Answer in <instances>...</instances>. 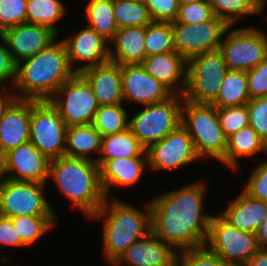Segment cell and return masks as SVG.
Masks as SVG:
<instances>
[{"label": "cell", "mask_w": 267, "mask_h": 266, "mask_svg": "<svg viewBox=\"0 0 267 266\" xmlns=\"http://www.w3.org/2000/svg\"><path fill=\"white\" fill-rule=\"evenodd\" d=\"M3 164L7 179L45 184L49 176L50 160L30 141L7 152Z\"/></svg>", "instance_id": "9a60e30c"}, {"label": "cell", "mask_w": 267, "mask_h": 266, "mask_svg": "<svg viewBox=\"0 0 267 266\" xmlns=\"http://www.w3.org/2000/svg\"><path fill=\"white\" fill-rule=\"evenodd\" d=\"M80 74L90 84L100 106L123 104L120 64L109 60Z\"/></svg>", "instance_id": "44dd1931"}, {"label": "cell", "mask_w": 267, "mask_h": 266, "mask_svg": "<svg viewBox=\"0 0 267 266\" xmlns=\"http://www.w3.org/2000/svg\"><path fill=\"white\" fill-rule=\"evenodd\" d=\"M0 35L5 39L16 64L48 48L58 36L48 27L27 22L9 28Z\"/></svg>", "instance_id": "ac0fdd59"}, {"label": "cell", "mask_w": 267, "mask_h": 266, "mask_svg": "<svg viewBox=\"0 0 267 266\" xmlns=\"http://www.w3.org/2000/svg\"><path fill=\"white\" fill-rule=\"evenodd\" d=\"M3 44H0V85L11 82L13 87L16 77V63L13 61L5 39L0 35Z\"/></svg>", "instance_id": "f6af8a7d"}, {"label": "cell", "mask_w": 267, "mask_h": 266, "mask_svg": "<svg viewBox=\"0 0 267 266\" xmlns=\"http://www.w3.org/2000/svg\"><path fill=\"white\" fill-rule=\"evenodd\" d=\"M153 22H174L178 15V0H147Z\"/></svg>", "instance_id": "7bdbcfd3"}, {"label": "cell", "mask_w": 267, "mask_h": 266, "mask_svg": "<svg viewBox=\"0 0 267 266\" xmlns=\"http://www.w3.org/2000/svg\"><path fill=\"white\" fill-rule=\"evenodd\" d=\"M5 180L3 157H0V188Z\"/></svg>", "instance_id": "f907efd6"}, {"label": "cell", "mask_w": 267, "mask_h": 266, "mask_svg": "<svg viewBox=\"0 0 267 266\" xmlns=\"http://www.w3.org/2000/svg\"><path fill=\"white\" fill-rule=\"evenodd\" d=\"M217 115L227 138L238 130L249 126L247 104L217 108Z\"/></svg>", "instance_id": "8d00e7d4"}, {"label": "cell", "mask_w": 267, "mask_h": 266, "mask_svg": "<svg viewBox=\"0 0 267 266\" xmlns=\"http://www.w3.org/2000/svg\"><path fill=\"white\" fill-rule=\"evenodd\" d=\"M206 0H178L179 5L189 4V3H196Z\"/></svg>", "instance_id": "816d5d0a"}, {"label": "cell", "mask_w": 267, "mask_h": 266, "mask_svg": "<svg viewBox=\"0 0 267 266\" xmlns=\"http://www.w3.org/2000/svg\"><path fill=\"white\" fill-rule=\"evenodd\" d=\"M247 107L249 125L267 145V96L250 99Z\"/></svg>", "instance_id": "60d3db41"}, {"label": "cell", "mask_w": 267, "mask_h": 266, "mask_svg": "<svg viewBox=\"0 0 267 266\" xmlns=\"http://www.w3.org/2000/svg\"><path fill=\"white\" fill-rule=\"evenodd\" d=\"M46 184L5 178L0 188V215L57 216L44 195Z\"/></svg>", "instance_id": "7c38bea8"}, {"label": "cell", "mask_w": 267, "mask_h": 266, "mask_svg": "<svg viewBox=\"0 0 267 266\" xmlns=\"http://www.w3.org/2000/svg\"><path fill=\"white\" fill-rule=\"evenodd\" d=\"M67 126L50 101L30 100V142L50 161L64 156Z\"/></svg>", "instance_id": "9c48e42d"}, {"label": "cell", "mask_w": 267, "mask_h": 266, "mask_svg": "<svg viewBox=\"0 0 267 266\" xmlns=\"http://www.w3.org/2000/svg\"><path fill=\"white\" fill-rule=\"evenodd\" d=\"M67 51L68 61L75 73L97 66L110 60V44L95 30L85 27L62 40ZM77 62H85L74 69Z\"/></svg>", "instance_id": "e0dca14e"}, {"label": "cell", "mask_w": 267, "mask_h": 266, "mask_svg": "<svg viewBox=\"0 0 267 266\" xmlns=\"http://www.w3.org/2000/svg\"><path fill=\"white\" fill-rule=\"evenodd\" d=\"M172 28L175 51L188 61L201 53L217 50L229 25L214 16L204 23H172Z\"/></svg>", "instance_id": "4fadbf2b"}, {"label": "cell", "mask_w": 267, "mask_h": 266, "mask_svg": "<svg viewBox=\"0 0 267 266\" xmlns=\"http://www.w3.org/2000/svg\"><path fill=\"white\" fill-rule=\"evenodd\" d=\"M220 215L237 229L256 233L267 216V202L249 197L242 192L235 200L229 202Z\"/></svg>", "instance_id": "603a6c76"}, {"label": "cell", "mask_w": 267, "mask_h": 266, "mask_svg": "<svg viewBox=\"0 0 267 266\" xmlns=\"http://www.w3.org/2000/svg\"><path fill=\"white\" fill-rule=\"evenodd\" d=\"M76 73L72 70L62 40L16 64L13 88L17 99L49 101L61 85ZM20 93V94H19Z\"/></svg>", "instance_id": "7a4b0ae2"}, {"label": "cell", "mask_w": 267, "mask_h": 266, "mask_svg": "<svg viewBox=\"0 0 267 266\" xmlns=\"http://www.w3.org/2000/svg\"><path fill=\"white\" fill-rule=\"evenodd\" d=\"M146 26L119 28L110 44V61L120 65L142 63L145 59ZM111 44L114 48H111Z\"/></svg>", "instance_id": "d4e9b609"}, {"label": "cell", "mask_w": 267, "mask_h": 266, "mask_svg": "<svg viewBox=\"0 0 267 266\" xmlns=\"http://www.w3.org/2000/svg\"><path fill=\"white\" fill-rule=\"evenodd\" d=\"M146 153L147 168L153 171L177 169L200 159L192 138L181 124L161 141L151 145Z\"/></svg>", "instance_id": "5bb4252c"}, {"label": "cell", "mask_w": 267, "mask_h": 266, "mask_svg": "<svg viewBox=\"0 0 267 266\" xmlns=\"http://www.w3.org/2000/svg\"><path fill=\"white\" fill-rule=\"evenodd\" d=\"M181 125L192 138L200 158L212 157L220 161L226 152L227 137L217 115V108L183 100Z\"/></svg>", "instance_id": "5b68a950"}, {"label": "cell", "mask_w": 267, "mask_h": 266, "mask_svg": "<svg viewBox=\"0 0 267 266\" xmlns=\"http://www.w3.org/2000/svg\"><path fill=\"white\" fill-rule=\"evenodd\" d=\"M231 27L218 50L229 70L247 72L267 58V33L253 27L231 31Z\"/></svg>", "instance_id": "8fae6325"}, {"label": "cell", "mask_w": 267, "mask_h": 266, "mask_svg": "<svg viewBox=\"0 0 267 266\" xmlns=\"http://www.w3.org/2000/svg\"><path fill=\"white\" fill-rule=\"evenodd\" d=\"M0 245L26 247L14 227L11 218L0 215Z\"/></svg>", "instance_id": "bcb514c9"}, {"label": "cell", "mask_w": 267, "mask_h": 266, "mask_svg": "<svg viewBox=\"0 0 267 266\" xmlns=\"http://www.w3.org/2000/svg\"><path fill=\"white\" fill-rule=\"evenodd\" d=\"M30 141V100L15 99L0 119V157Z\"/></svg>", "instance_id": "ffe728a7"}, {"label": "cell", "mask_w": 267, "mask_h": 266, "mask_svg": "<svg viewBox=\"0 0 267 266\" xmlns=\"http://www.w3.org/2000/svg\"><path fill=\"white\" fill-rule=\"evenodd\" d=\"M48 178L53 179L62 195L89 218L106 199L100 168L95 161L59 157L50 161Z\"/></svg>", "instance_id": "3957f363"}, {"label": "cell", "mask_w": 267, "mask_h": 266, "mask_svg": "<svg viewBox=\"0 0 267 266\" xmlns=\"http://www.w3.org/2000/svg\"><path fill=\"white\" fill-rule=\"evenodd\" d=\"M129 1H132V2H135V3H139V4H146L147 0H129Z\"/></svg>", "instance_id": "db71d44e"}, {"label": "cell", "mask_w": 267, "mask_h": 266, "mask_svg": "<svg viewBox=\"0 0 267 266\" xmlns=\"http://www.w3.org/2000/svg\"><path fill=\"white\" fill-rule=\"evenodd\" d=\"M250 99L267 96V58L246 72Z\"/></svg>", "instance_id": "ee69618b"}, {"label": "cell", "mask_w": 267, "mask_h": 266, "mask_svg": "<svg viewBox=\"0 0 267 266\" xmlns=\"http://www.w3.org/2000/svg\"><path fill=\"white\" fill-rule=\"evenodd\" d=\"M67 127L92 124L100 106L87 80L76 73L49 100Z\"/></svg>", "instance_id": "30bf717a"}, {"label": "cell", "mask_w": 267, "mask_h": 266, "mask_svg": "<svg viewBox=\"0 0 267 266\" xmlns=\"http://www.w3.org/2000/svg\"><path fill=\"white\" fill-rule=\"evenodd\" d=\"M113 13L119 28L143 27L153 22L146 4L113 0Z\"/></svg>", "instance_id": "d6a6232c"}, {"label": "cell", "mask_w": 267, "mask_h": 266, "mask_svg": "<svg viewBox=\"0 0 267 266\" xmlns=\"http://www.w3.org/2000/svg\"><path fill=\"white\" fill-rule=\"evenodd\" d=\"M102 136L92 124L67 127L64 156L95 161L91 152L101 153Z\"/></svg>", "instance_id": "83f0119b"}, {"label": "cell", "mask_w": 267, "mask_h": 266, "mask_svg": "<svg viewBox=\"0 0 267 266\" xmlns=\"http://www.w3.org/2000/svg\"><path fill=\"white\" fill-rule=\"evenodd\" d=\"M124 102L150 105L167 100L173 93L160 81L148 74L141 63L121 65Z\"/></svg>", "instance_id": "2e32d148"}, {"label": "cell", "mask_w": 267, "mask_h": 266, "mask_svg": "<svg viewBox=\"0 0 267 266\" xmlns=\"http://www.w3.org/2000/svg\"><path fill=\"white\" fill-rule=\"evenodd\" d=\"M106 198L90 218H104L102 238L106 262L112 265L133 243L145 237L151 229V206L146 203L144 211L121 202L116 197Z\"/></svg>", "instance_id": "277c9868"}, {"label": "cell", "mask_w": 267, "mask_h": 266, "mask_svg": "<svg viewBox=\"0 0 267 266\" xmlns=\"http://www.w3.org/2000/svg\"><path fill=\"white\" fill-rule=\"evenodd\" d=\"M177 251L152 231L130 245L112 266H171ZM123 262V263H122Z\"/></svg>", "instance_id": "d6986e66"}, {"label": "cell", "mask_w": 267, "mask_h": 266, "mask_svg": "<svg viewBox=\"0 0 267 266\" xmlns=\"http://www.w3.org/2000/svg\"><path fill=\"white\" fill-rule=\"evenodd\" d=\"M26 246H31L57 223L56 216H18L11 218Z\"/></svg>", "instance_id": "836d02e7"}, {"label": "cell", "mask_w": 267, "mask_h": 266, "mask_svg": "<svg viewBox=\"0 0 267 266\" xmlns=\"http://www.w3.org/2000/svg\"><path fill=\"white\" fill-rule=\"evenodd\" d=\"M229 71L220 51L196 55L187 61V85L183 97L195 104L211 105Z\"/></svg>", "instance_id": "8992f818"}, {"label": "cell", "mask_w": 267, "mask_h": 266, "mask_svg": "<svg viewBox=\"0 0 267 266\" xmlns=\"http://www.w3.org/2000/svg\"><path fill=\"white\" fill-rule=\"evenodd\" d=\"M261 7H262V11L264 10V6H266L265 2H267L266 0H255Z\"/></svg>", "instance_id": "f5cc1de1"}, {"label": "cell", "mask_w": 267, "mask_h": 266, "mask_svg": "<svg viewBox=\"0 0 267 266\" xmlns=\"http://www.w3.org/2000/svg\"><path fill=\"white\" fill-rule=\"evenodd\" d=\"M101 156L95 159L99 168L116 158L147 157L146 149L129 128L120 133L102 137Z\"/></svg>", "instance_id": "4316f807"}, {"label": "cell", "mask_w": 267, "mask_h": 266, "mask_svg": "<svg viewBox=\"0 0 267 266\" xmlns=\"http://www.w3.org/2000/svg\"><path fill=\"white\" fill-rule=\"evenodd\" d=\"M178 252L175 258L176 266H229L222 258L209 251L205 246Z\"/></svg>", "instance_id": "74e56055"}, {"label": "cell", "mask_w": 267, "mask_h": 266, "mask_svg": "<svg viewBox=\"0 0 267 266\" xmlns=\"http://www.w3.org/2000/svg\"><path fill=\"white\" fill-rule=\"evenodd\" d=\"M146 55L175 51L174 32L171 22H152L146 26Z\"/></svg>", "instance_id": "e575fe53"}, {"label": "cell", "mask_w": 267, "mask_h": 266, "mask_svg": "<svg viewBox=\"0 0 267 266\" xmlns=\"http://www.w3.org/2000/svg\"><path fill=\"white\" fill-rule=\"evenodd\" d=\"M255 234L258 239L259 247L261 249H267V216L259 225Z\"/></svg>", "instance_id": "c3c4849f"}, {"label": "cell", "mask_w": 267, "mask_h": 266, "mask_svg": "<svg viewBox=\"0 0 267 266\" xmlns=\"http://www.w3.org/2000/svg\"><path fill=\"white\" fill-rule=\"evenodd\" d=\"M183 100V95L173 94L165 101L145 105L129 119L128 128L146 150L181 124Z\"/></svg>", "instance_id": "52a82bcc"}, {"label": "cell", "mask_w": 267, "mask_h": 266, "mask_svg": "<svg viewBox=\"0 0 267 266\" xmlns=\"http://www.w3.org/2000/svg\"><path fill=\"white\" fill-rule=\"evenodd\" d=\"M210 0L179 5L178 15L174 22L198 24L211 20L214 17Z\"/></svg>", "instance_id": "ab89813d"}, {"label": "cell", "mask_w": 267, "mask_h": 266, "mask_svg": "<svg viewBox=\"0 0 267 266\" xmlns=\"http://www.w3.org/2000/svg\"><path fill=\"white\" fill-rule=\"evenodd\" d=\"M28 0H0V34L16 25L26 23Z\"/></svg>", "instance_id": "f35d334b"}, {"label": "cell", "mask_w": 267, "mask_h": 266, "mask_svg": "<svg viewBox=\"0 0 267 266\" xmlns=\"http://www.w3.org/2000/svg\"><path fill=\"white\" fill-rule=\"evenodd\" d=\"M85 14L89 21L88 27L110 43L118 30L113 13V0H90Z\"/></svg>", "instance_id": "f546056e"}, {"label": "cell", "mask_w": 267, "mask_h": 266, "mask_svg": "<svg viewBox=\"0 0 267 266\" xmlns=\"http://www.w3.org/2000/svg\"><path fill=\"white\" fill-rule=\"evenodd\" d=\"M259 151L267 153V145L249 125L227 138L226 152L220 162L236 172L238 157H253Z\"/></svg>", "instance_id": "484cf974"}, {"label": "cell", "mask_w": 267, "mask_h": 266, "mask_svg": "<svg viewBox=\"0 0 267 266\" xmlns=\"http://www.w3.org/2000/svg\"><path fill=\"white\" fill-rule=\"evenodd\" d=\"M205 184L189 183L150 201L151 229L175 251L205 246L213 215L203 213Z\"/></svg>", "instance_id": "6da1fadb"}, {"label": "cell", "mask_w": 267, "mask_h": 266, "mask_svg": "<svg viewBox=\"0 0 267 266\" xmlns=\"http://www.w3.org/2000/svg\"><path fill=\"white\" fill-rule=\"evenodd\" d=\"M141 64L148 74L164 84L173 94H184L187 85V61L178 52L146 56ZM178 84V87L175 86Z\"/></svg>", "instance_id": "7402d4cb"}, {"label": "cell", "mask_w": 267, "mask_h": 266, "mask_svg": "<svg viewBox=\"0 0 267 266\" xmlns=\"http://www.w3.org/2000/svg\"><path fill=\"white\" fill-rule=\"evenodd\" d=\"M205 247L229 266H246L261 249L255 233L237 229L220 214L211 218Z\"/></svg>", "instance_id": "ba28073f"}, {"label": "cell", "mask_w": 267, "mask_h": 266, "mask_svg": "<svg viewBox=\"0 0 267 266\" xmlns=\"http://www.w3.org/2000/svg\"><path fill=\"white\" fill-rule=\"evenodd\" d=\"M210 4L214 15L229 26H233L240 16L262 12V7L255 0H210Z\"/></svg>", "instance_id": "d590c367"}, {"label": "cell", "mask_w": 267, "mask_h": 266, "mask_svg": "<svg viewBox=\"0 0 267 266\" xmlns=\"http://www.w3.org/2000/svg\"><path fill=\"white\" fill-rule=\"evenodd\" d=\"M243 192L249 197L267 202V161L252 170Z\"/></svg>", "instance_id": "b9f144b4"}, {"label": "cell", "mask_w": 267, "mask_h": 266, "mask_svg": "<svg viewBox=\"0 0 267 266\" xmlns=\"http://www.w3.org/2000/svg\"><path fill=\"white\" fill-rule=\"evenodd\" d=\"M148 166L147 157L116 158L100 167L101 184L108 198L111 186L129 187L140 181Z\"/></svg>", "instance_id": "cb8c5ba5"}, {"label": "cell", "mask_w": 267, "mask_h": 266, "mask_svg": "<svg viewBox=\"0 0 267 266\" xmlns=\"http://www.w3.org/2000/svg\"><path fill=\"white\" fill-rule=\"evenodd\" d=\"M92 125L102 137L125 131L129 117L122 104L99 106Z\"/></svg>", "instance_id": "1f68e13d"}, {"label": "cell", "mask_w": 267, "mask_h": 266, "mask_svg": "<svg viewBox=\"0 0 267 266\" xmlns=\"http://www.w3.org/2000/svg\"><path fill=\"white\" fill-rule=\"evenodd\" d=\"M246 266H267V249H260Z\"/></svg>", "instance_id": "681fc988"}, {"label": "cell", "mask_w": 267, "mask_h": 266, "mask_svg": "<svg viewBox=\"0 0 267 266\" xmlns=\"http://www.w3.org/2000/svg\"><path fill=\"white\" fill-rule=\"evenodd\" d=\"M0 85V119L2 118L5 110L10 106V104L16 99L15 93L10 94V92L4 93V88ZM3 92V93H2Z\"/></svg>", "instance_id": "7dc6e473"}, {"label": "cell", "mask_w": 267, "mask_h": 266, "mask_svg": "<svg viewBox=\"0 0 267 266\" xmlns=\"http://www.w3.org/2000/svg\"><path fill=\"white\" fill-rule=\"evenodd\" d=\"M60 0H28L26 22L48 27L58 34L56 22L66 14Z\"/></svg>", "instance_id": "4dcf8cb0"}, {"label": "cell", "mask_w": 267, "mask_h": 266, "mask_svg": "<svg viewBox=\"0 0 267 266\" xmlns=\"http://www.w3.org/2000/svg\"><path fill=\"white\" fill-rule=\"evenodd\" d=\"M250 100L246 72L229 70L221 83L215 101L211 104L216 108L241 106Z\"/></svg>", "instance_id": "f1b7e54d"}]
</instances>
